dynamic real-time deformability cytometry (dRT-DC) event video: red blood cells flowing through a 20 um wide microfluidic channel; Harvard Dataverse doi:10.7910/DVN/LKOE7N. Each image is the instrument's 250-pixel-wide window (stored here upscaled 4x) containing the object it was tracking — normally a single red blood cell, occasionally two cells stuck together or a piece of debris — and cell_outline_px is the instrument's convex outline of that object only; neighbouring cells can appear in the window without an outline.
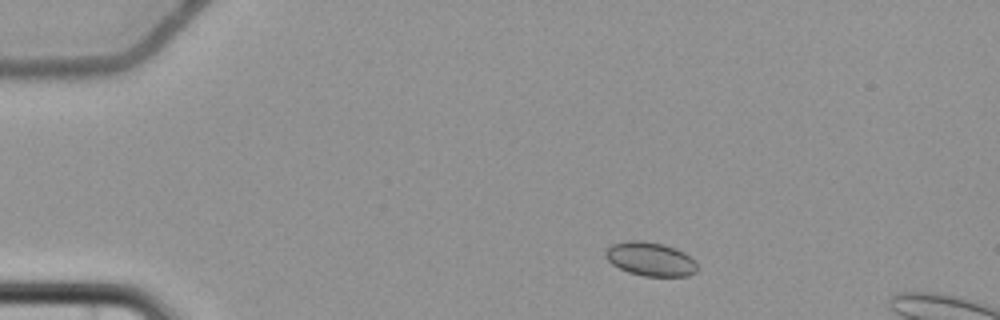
{"species": "common noctule bat (a hibernating species)", "species_latin": "Nyctalus noctula", "temperature_condition": "cold", "stored_images_in_passage": 5, "camera_frame_rate_fps": 3000, "um_per_image_px": 0.085, "animal": {"sex": "female", "body_mass_g": 22.7, "forearm_length_mm": 54.2}, "frame": {"image": 1, "passage_image": 2, "time_ms": 1.333, "image_size_px": [1000, 320], "cell_outline_px": [[696, 272], [688, 276], [644, 276], [628, 272], [612, 264], [604, 256], [604, 252], [612, 244], [628, 240], [640, 240], [664, 244], [676, 248], [684, 252], [696, 264]], "centroid_in_image_um": [55.25, 22.01], "position_along_channel_um": 29.7, "area_um2": 18.03}}